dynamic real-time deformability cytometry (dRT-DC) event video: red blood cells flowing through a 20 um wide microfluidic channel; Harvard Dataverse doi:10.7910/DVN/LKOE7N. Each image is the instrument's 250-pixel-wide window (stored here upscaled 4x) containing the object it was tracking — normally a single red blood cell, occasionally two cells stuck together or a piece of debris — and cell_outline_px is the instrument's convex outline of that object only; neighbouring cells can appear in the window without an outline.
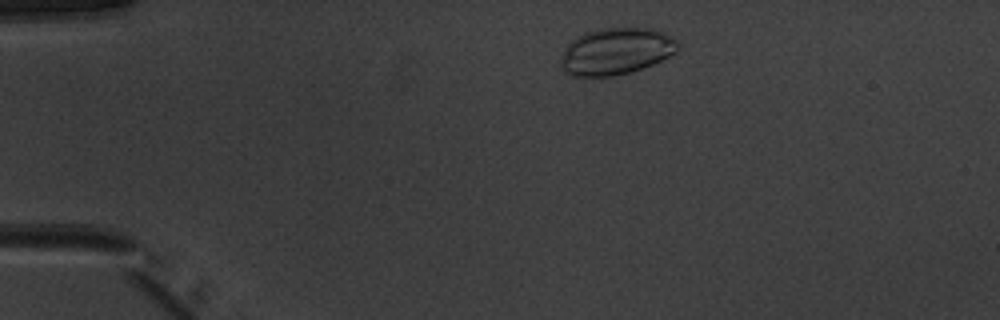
{"species": "common noctule bat (a hibernating species)", "species_latin": "Nyctalus noctula", "temperature_condition": "warm", "stored_images_in_passage": 45, "camera_frame_rate_fps": 3000, "um_per_image_px": 0.085, "animal": {"sex": "male", "body_mass_g": 20.1, "forearm_length_mm": 53.5}, "frame": {"image": 1, "passage_image": 4, "time_ms": 1.0, "image_size_px": [1000, 320], "cell_outline_px": [[680, 48], [676, 52], [652, 64], [628, 72], [612, 76], [572, 76], [564, 72], [560, 68], [560, 56], [568, 44], [576, 36], [584, 32], [600, 28], [652, 28], [664, 32], [676, 40], [680, 44]], "centroid_in_image_um": [52.33, 4.35], "position_along_channel_um": 32.7, "area_um2": 32.02}}
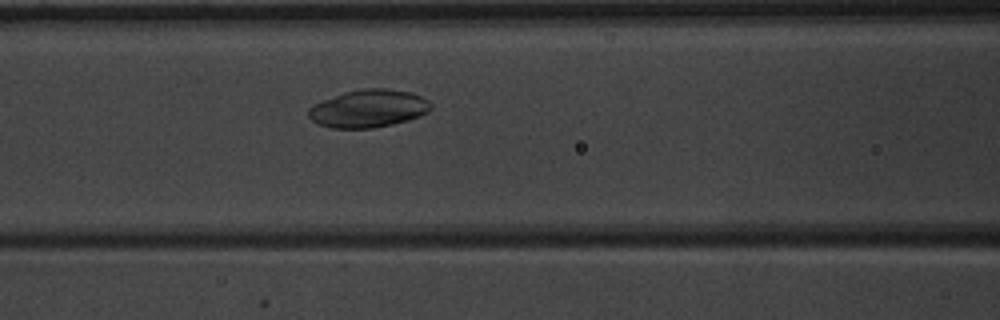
{"frame": {"image": 2, "passage_image": 16, "time_ms": 5.0, "image_size_px": [1000, 320], "cell_outline_px": [[432, 108], [428, 112], [420, 116], [408, 120], [392, 124], [372, 128], [332, 128], [320, 124], [312, 120], [308, 116], [308, 108], [324, 100], [344, 92], [360, 88], [384, 88], [412, 92], [428, 100], [432, 104]], "centroid_in_image_um": [31.35, 9.22], "position_along_channel_um": 135.2, "area_um2": 26.88}}
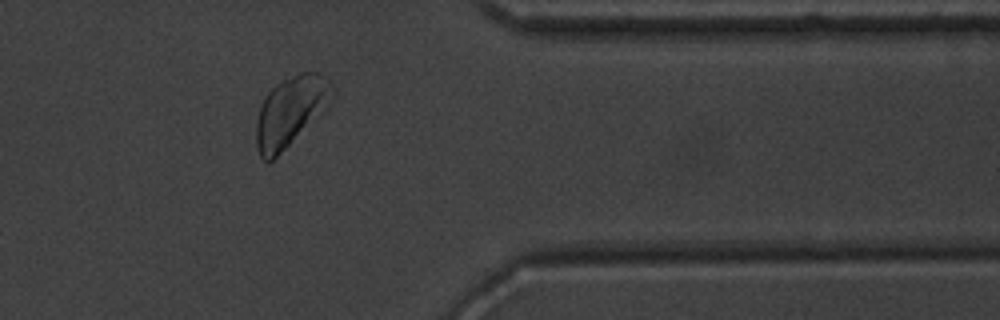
{"frame": {"image": 3, "passage_image": 36, "time_ms": 11.667, "image_size_px": [1000, 320], "cell_outline_px": [[336, 96], [332, 104], [324, 112], [268, 164], [260, 156], [256, 148], [256, 124], [260, 108], [268, 92], [276, 84], [300, 72], [316, 72], [328, 80], [336, 92]], "centroid_in_image_um": [24.74, 9.47], "position_along_channel_um": 386.7, "area_um2": 30.98}, "authors_computed_cell_mechanics": {"area_um2": 28.8422, "velocity_mm_per_s": 3.9584, "shape_relaxation_time_tau1_ms": 0.0405, "shape_relaxation_time_tau2_ms": null, "deformation_change_tau1": 0.0097, "deformation_change_tau2": null}}